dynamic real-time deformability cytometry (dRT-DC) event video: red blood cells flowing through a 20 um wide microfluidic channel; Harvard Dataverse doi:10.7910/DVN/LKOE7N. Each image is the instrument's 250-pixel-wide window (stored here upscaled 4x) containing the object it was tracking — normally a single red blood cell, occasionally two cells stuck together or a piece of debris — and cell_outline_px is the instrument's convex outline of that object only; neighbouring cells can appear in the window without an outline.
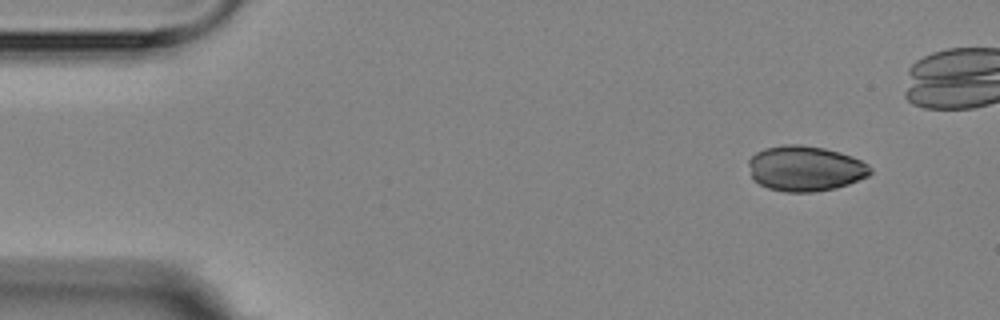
{"species": "Egyptian fruit bat (a non-hibernating species)", "species_latin": "Rousettus aegyptiacus", "temperature_condition": "room temperature", "stored_images_in_passage": 4, "segment_of_instrument_passage": [2, 2], "camera_frame_rate_fps": 3000, "um_per_image_px": 0.085, "animal": {"sex": "female"}, "frame": {"image": 1, "passage_image": 4, "time_ms": 4.0, "image_size_px": [1000, 320], "cell_outline_px": [[872, 172], [868, 176], [848, 184], [836, 188], [812, 192], [784, 192], [768, 188], [752, 180], [748, 164], [748, 160], [756, 152], [764, 148], [784, 144], [800, 144], [824, 148], [840, 152], [852, 156], [868, 164], [872, 168]], "centroid_in_image_um": [68.43, 14.32], "position_along_channel_um": 16.6, "area_um2": 32.43}}